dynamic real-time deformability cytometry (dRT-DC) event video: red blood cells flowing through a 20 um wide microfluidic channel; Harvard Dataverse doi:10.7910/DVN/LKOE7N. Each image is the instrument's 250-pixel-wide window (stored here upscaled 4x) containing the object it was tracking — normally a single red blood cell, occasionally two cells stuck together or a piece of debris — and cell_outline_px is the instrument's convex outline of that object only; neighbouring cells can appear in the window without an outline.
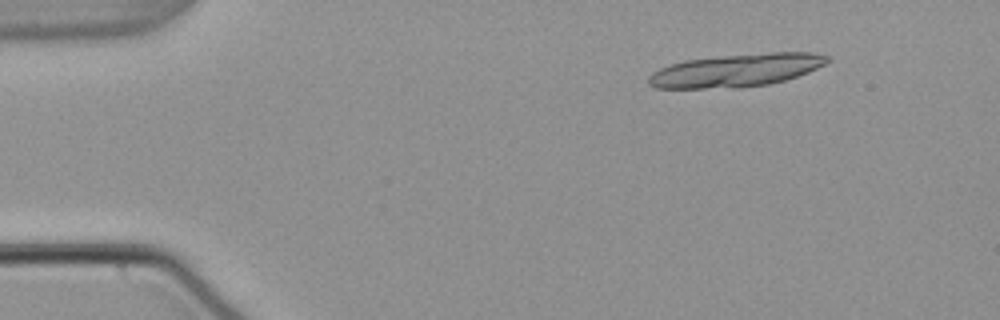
{"species": "common noctule bat (a hibernating species)", "species_latin": "Nyctalus noctula", "temperature_condition": "warm", "stored_images_in_passage": 35, "camera_frame_rate_fps": 3000, "um_per_image_px": 0.085, "animal": {"sex": "male", "body_mass_g": 21.5, "forearm_length_mm": 52.0}, "frame": {"image": 1, "passage_image": 6, "time_ms": 1.667, "image_size_px": [1000, 320], "cell_outline_px": [[832, 60], [808, 72], [784, 80], [768, 84], [740, 88], [656, 88], [648, 84], [648, 76], [652, 72], [660, 68], [684, 60], [720, 56], [768, 52], [812, 52], [832, 56]], "centroid_in_image_um": [62.6, 5.97], "position_along_channel_um": 22.4, "area_um2": 34.45}}